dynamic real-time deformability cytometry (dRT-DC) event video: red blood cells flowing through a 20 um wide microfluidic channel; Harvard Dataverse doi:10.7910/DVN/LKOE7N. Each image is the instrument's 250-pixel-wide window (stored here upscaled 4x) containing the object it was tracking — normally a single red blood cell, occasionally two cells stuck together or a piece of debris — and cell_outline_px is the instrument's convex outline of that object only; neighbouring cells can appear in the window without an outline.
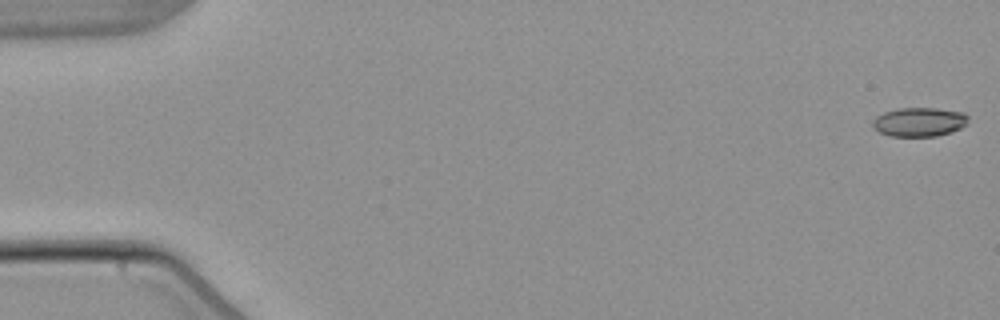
{"species": "common noctule bat (a hibernating species)", "species_latin": "Nyctalus noctula", "temperature_condition": "warm", "stored_images_in_passage": 4, "camera_frame_rate_fps": 3000, "um_per_image_px": 0.085, "animal": {"sex": "male", "body_mass_g": 21.5, "forearm_length_mm": 52.0}, "frame": {"image": 1, "passage_image": 1, "time_ms": 0.0, "image_size_px": [1000, 320], "cell_outline_px": [[968, 124], [952, 132], [936, 136], [892, 136], [880, 132], [872, 128], [872, 120], [876, 116], [884, 112], [896, 108], [936, 108], [964, 112], [968, 116]], "centroid_in_image_um": [78.14, 10.36], "position_along_channel_um": 6.9, "area_um2": 16.36}}
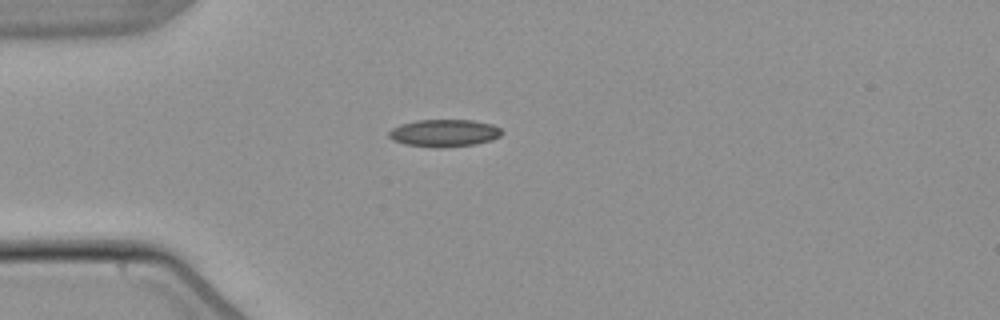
{"frame": {"image": 2, "passage_image": 4, "time_ms": 4.667, "image_size_px": [1000, 320], "cell_outline_px": [[504, 132], [500, 136], [492, 140], [476, 144], [440, 148], [436, 148], [404, 144], [392, 140], [388, 136], [388, 132], [392, 128], [400, 124], [416, 120], [472, 120], [492, 124], [500, 128]], "centroid_in_image_um": [37.75, 11.31], "position_along_channel_um": 47.2, "area_um2": 18.21}}